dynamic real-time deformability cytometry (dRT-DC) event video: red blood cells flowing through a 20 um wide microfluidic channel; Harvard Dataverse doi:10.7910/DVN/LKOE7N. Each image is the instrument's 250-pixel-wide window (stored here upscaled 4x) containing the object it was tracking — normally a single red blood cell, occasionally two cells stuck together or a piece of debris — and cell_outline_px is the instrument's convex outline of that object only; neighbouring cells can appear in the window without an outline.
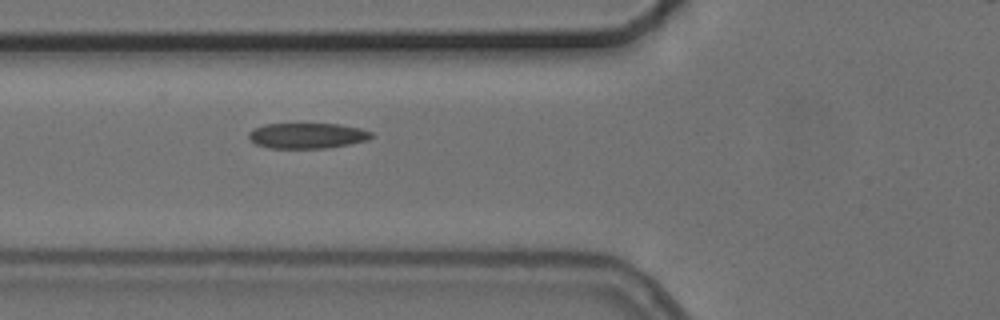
{"species": "common noctule bat (a hibernating species)", "species_latin": "Nyctalus noctula", "temperature_condition": "cold", "stored_images_in_passage": 6, "camera_frame_rate_fps": 3000, "um_per_image_px": 0.085, "animal": {"sex": "female", "body_mass_g": 24.6, "forearm_length_mm": 56.2}, "frame": {"image": 1, "passage_image": 6, "time_ms": 6.0, "image_size_px": [1000, 320], "cell_outline_px": [[376, 136], [368, 140], [328, 148], [268, 148], [256, 144], [248, 136], [248, 132], [252, 128], [264, 124], [340, 124], [360, 128], [372, 132]], "centroid_in_image_um": [26.13, 11.53], "position_along_channel_um": 99.7, "area_um2": 18.38}}